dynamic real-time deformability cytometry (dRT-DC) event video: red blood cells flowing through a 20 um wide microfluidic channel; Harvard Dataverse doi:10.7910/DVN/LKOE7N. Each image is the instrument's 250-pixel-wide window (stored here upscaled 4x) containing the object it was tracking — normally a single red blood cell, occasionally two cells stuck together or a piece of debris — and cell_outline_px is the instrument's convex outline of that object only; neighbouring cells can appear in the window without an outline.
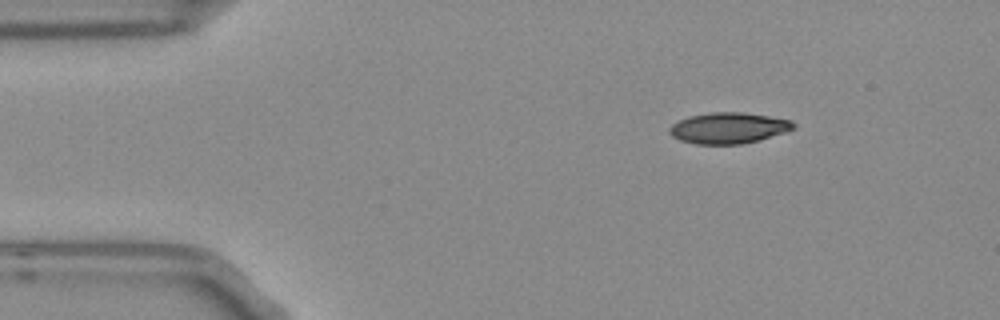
{"species": "Egyptian fruit bat (a non-hibernating species)", "species_latin": "Rousettus aegyptiacus", "temperature_condition": "room temperature", "stored_images_in_passage": 3, "segment_of_instrument_passage": [1, 2], "camera_frame_rate_fps": 3000, "um_per_image_px": 0.085, "frame": {"image": 1, "passage_image": 1, "time_ms": 0.0, "image_size_px": [1000, 320], "cell_outline_px": [[796, 128], [760, 140], [740, 144], [696, 144], [680, 140], [672, 136], [668, 132], [668, 128], [672, 124], [688, 116], [708, 112], [740, 112], [768, 116], [792, 120], [796, 124]], "centroid_in_image_um": [61.91, 10.88], "position_along_channel_um": 23.1, "area_um2": 22.48}}